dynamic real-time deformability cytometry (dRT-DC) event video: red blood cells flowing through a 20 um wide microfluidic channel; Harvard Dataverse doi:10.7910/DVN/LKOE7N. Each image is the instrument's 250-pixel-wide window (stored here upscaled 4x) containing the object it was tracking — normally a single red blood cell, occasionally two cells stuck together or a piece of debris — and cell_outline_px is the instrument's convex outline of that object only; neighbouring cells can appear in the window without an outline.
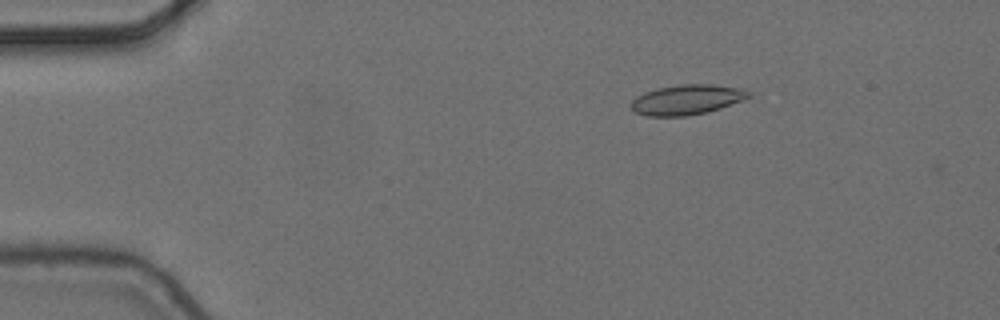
{"species": "common noctule bat (a hibernating species)", "species_latin": "Nyctalus noctula", "temperature_condition": "cold", "stored_images_in_passage": 4, "camera_frame_rate_fps": 3000, "um_per_image_px": 0.085, "animal": {"sex": "female", "body_mass_g": 24.6, "forearm_length_mm": 56.2}, "frame": {"image": 1, "passage_image": 2, "time_ms": 0.333, "image_size_px": [1000, 320], "cell_outline_px": [[752, 96], [720, 108], [708, 112], [684, 116], [648, 116], [636, 112], [632, 108], [632, 100], [636, 96], [644, 92], [660, 88], [680, 84], [712, 84], [744, 88], [752, 92]], "centroid_in_image_um": [58.43, 8.46], "position_along_channel_um": 26.6, "area_um2": 20.52}}
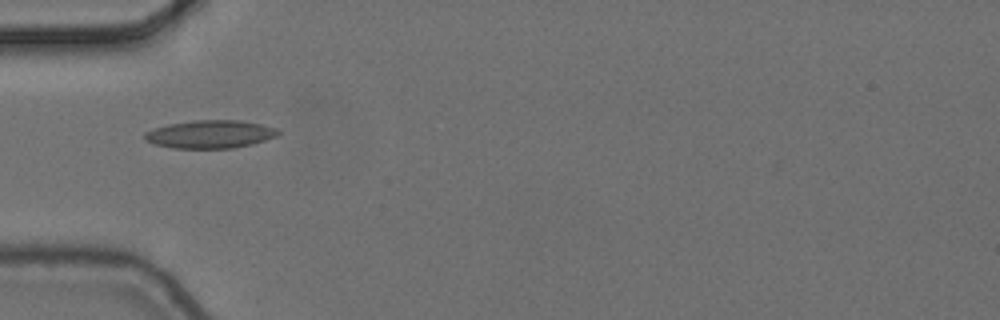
{"frame": {"image": 2, "passage_image": 4, "time_ms": 1.0, "image_size_px": [1000, 320], "cell_outline_px": [[280, 132], [276, 136], [252, 144], [232, 148], [172, 148], [156, 144], [144, 140], [144, 132], [168, 124], [192, 120], [240, 120], [260, 124], [276, 128]], "centroid_in_image_um": [17.85, 11.4], "position_along_channel_um": 67.2, "area_um2": 21.68}}